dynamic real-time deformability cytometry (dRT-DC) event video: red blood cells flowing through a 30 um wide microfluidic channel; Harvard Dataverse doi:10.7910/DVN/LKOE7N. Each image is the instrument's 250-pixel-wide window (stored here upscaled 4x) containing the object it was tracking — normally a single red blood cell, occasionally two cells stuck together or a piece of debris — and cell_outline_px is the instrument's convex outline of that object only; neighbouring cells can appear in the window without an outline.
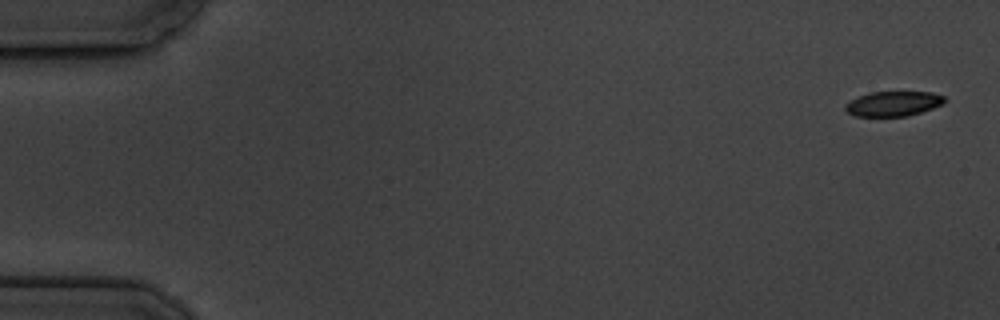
{"species": "common noctule bat (a hibernating species)", "species_latin": "Nyctalus noctula", "temperature_condition": "cold", "stored_images_in_passage": 6, "camera_frame_rate_fps": 3000, "um_per_image_px": 0.085, "animal": {"sex": "male", "body_mass_g": 19.5, "forearm_length_mm": 54.6}, "frame": {"image": 1, "passage_image": 1, "time_ms": 0.0, "image_size_px": [1000, 320], "cell_outline_px": [[948, 100], [932, 108], [908, 116], [856, 116], [848, 112], [844, 108], [844, 104], [868, 92], [932, 92], [944, 96]], "centroid_in_image_um": [75.93, 8.81], "position_along_channel_um": 9.1, "area_um2": 14.28}}
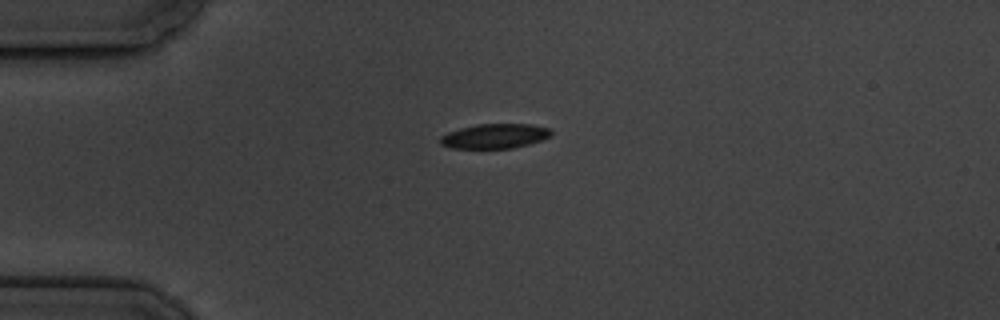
{"frame": {"image": 2, "passage_image": 4, "time_ms": 4.333, "image_size_px": [1000, 320], "cell_outline_px": [[552, 136], [528, 144], [512, 148], [452, 148], [440, 144], [440, 136], [448, 132], [460, 128], [476, 124], [532, 124], [548, 128], [552, 132]], "centroid_in_image_um": [42.04, 11.56], "position_along_channel_um": 43.0, "area_um2": 15.9}}